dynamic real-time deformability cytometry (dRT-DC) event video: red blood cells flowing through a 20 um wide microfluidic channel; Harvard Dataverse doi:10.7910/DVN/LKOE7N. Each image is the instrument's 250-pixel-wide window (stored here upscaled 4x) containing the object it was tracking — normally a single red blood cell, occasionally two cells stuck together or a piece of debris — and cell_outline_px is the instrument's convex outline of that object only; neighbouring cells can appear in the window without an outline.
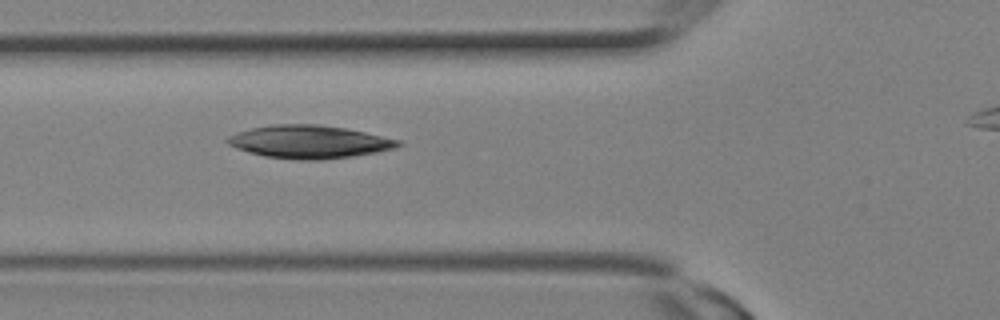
{"species": "Egyptian fruit bat (a non-hibernating species)", "species_latin": "Rousettus aegyptiacus", "temperature_condition": "room temperature", "stored_images_in_passage": 3, "camera_frame_rate_fps": 3000, "um_per_image_px": 0.085, "animal": {"sex": "female"}, "frame": {"image": 1, "passage_image": 3, "time_ms": 0.667, "image_size_px": [1000, 320], "cell_outline_px": [[404, 144], [396, 148], [376, 152], [352, 156], [320, 160], [296, 160], [264, 156], [248, 152], [236, 148], [228, 144], [224, 140], [228, 136], [252, 128], [272, 124], [316, 124], [344, 128], [364, 132], [400, 140]], "centroid_in_image_um": [26.28, 12.06], "position_along_channel_um": 99.5, "area_um2": 32.71}}